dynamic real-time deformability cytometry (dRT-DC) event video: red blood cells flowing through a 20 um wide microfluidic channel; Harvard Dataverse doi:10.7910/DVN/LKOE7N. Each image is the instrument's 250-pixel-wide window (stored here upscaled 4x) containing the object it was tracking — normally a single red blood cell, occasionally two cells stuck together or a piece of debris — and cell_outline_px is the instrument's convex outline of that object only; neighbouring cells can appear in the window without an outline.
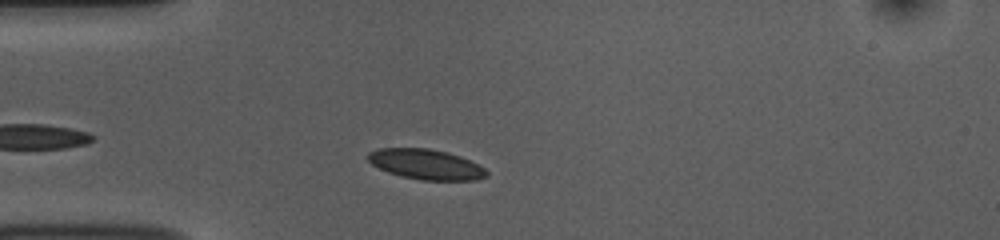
{"species": "common noctule bat (a hibernating species)", "species_latin": "Nyctalus noctula", "temperature_condition": "room temperature", "stored_images_in_passage": 37, "camera_frame_rate_fps": 3000, "um_per_image_px": 0.085, "animal": {"sex": "female", "body_mass_g": 10.0, "forearm_length_mm": 53.1}, "frame": {"image": 1, "passage_image": 7, "time_ms": 2.0, "image_size_px": [1000, 240], "cell_outline_px": [[488, 176], [476, 180], [420, 180], [388, 172], [372, 164], [368, 160], [368, 152], [376, 148], [428, 148], [448, 152], [460, 156], [484, 168], [488, 172]], "centroid_in_image_um": [36.2, 13.96], "position_along_channel_um": 48.8, "area_um2": 20.75}}
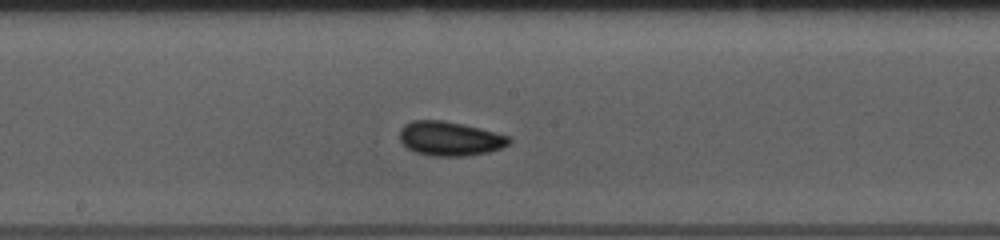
{"frame": {"image": 2, "passage_image": 21, "time_ms": 6.667, "image_size_px": [1000, 240], "cell_outline_px": [[512, 140], [508, 144], [500, 148], [488, 152], [464, 156], [432, 156], [416, 152], [408, 148], [400, 140], [400, 128], [404, 124], [412, 120], [440, 120], [464, 124], [480, 128], [508, 136]], "centroid_in_image_um": [38.22, 11.77], "position_along_channel_um": 210.0, "area_um2": 21.73}}
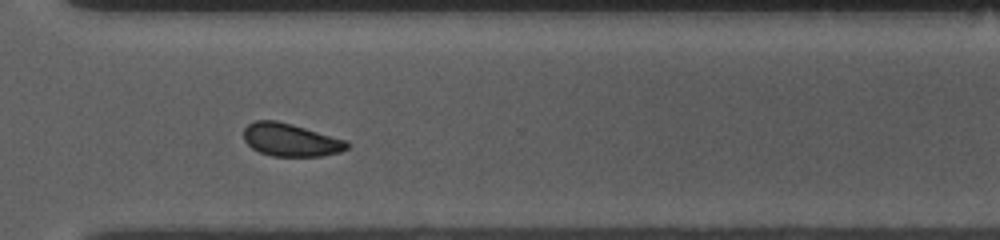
{"frame": {"image": 3, "passage_image": 32, "time_ms": 10.333, "image_size_px": [1000, 240], "cell_outline_px": [[352, 144], [348, 148], [340, 152], [320, 156], [272, 156], [260, 152], [252, 148], [244, 140], [244, 128], [248, 124], [256, 120], [276, 120], [292, 124], [348, 140]], "centroid_in_image_um": [24.74, 11.89], "position_along_channel_um": 345.9, "area_um2": 19.94}, "authors_computed_cell_mechanics": {"area_um2": 20.3456, "velocity_mm_per_s": 3.7188, "shape_relaxation_time_tau1_ms": 3.6019, "shape_relaxation_time_tau2_ms": 1.931, "deformation_change_tau1": 0.0824, "deformation_change_tau2": 0.0585}}